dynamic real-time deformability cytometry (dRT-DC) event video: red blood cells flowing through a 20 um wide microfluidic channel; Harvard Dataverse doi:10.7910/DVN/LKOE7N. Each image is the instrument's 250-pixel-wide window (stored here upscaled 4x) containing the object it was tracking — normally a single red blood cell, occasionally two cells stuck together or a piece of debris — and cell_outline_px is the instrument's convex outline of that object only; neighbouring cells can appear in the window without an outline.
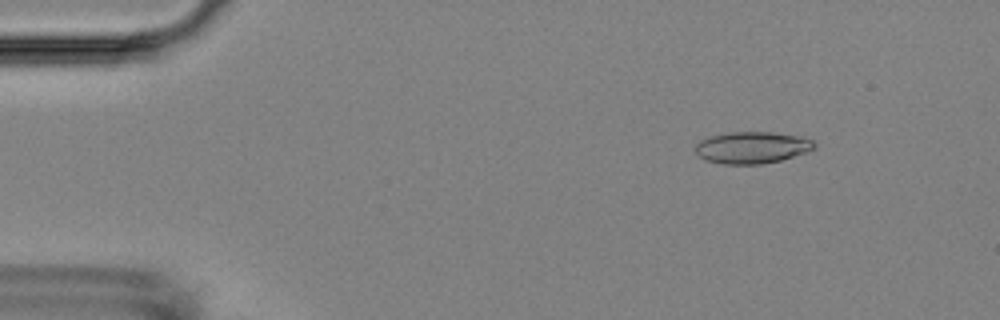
{"species": "Egyptian fruit bat (a non-hibernating species)", "species_latin": "Rousettus aegyptiacus", "temperature_condition": "room temperature", "stored_images_in_passage": 6, "camera_frame_rate_fps": 3000, "um_per_image_px": 0.085, "animal": {"sex": "female"}, "frame": {"image": 1, "passage_image": 2, "time_ms": 1.333, "image_size_px": [1000, 320], "cell_outline_px": [[816, 148], [808, 152], [780, 160], [760, 164], [724, 164], [704, 160], [696, 156], [692, 148], [700, 140], [708, 136], [732, 132], [772, 132], [800, 136], [812, 140], [816, 144]], "centroid_in_image_um": [63.87, 12.54], "position_along_channel_um": 21.1, "area_um2": 22.37}}
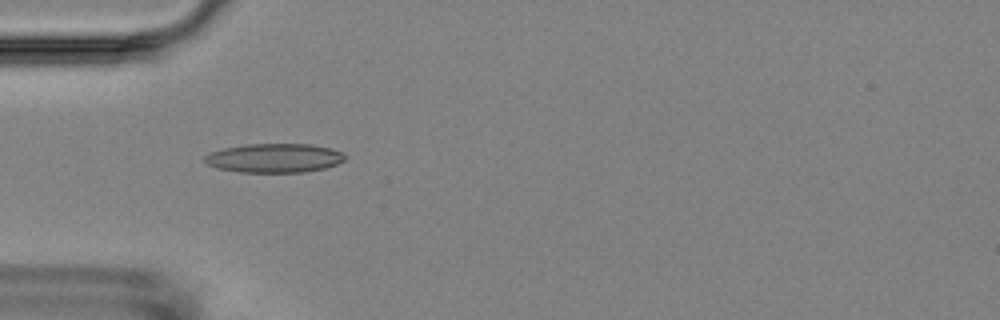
{"frame": {"image": 2, "passage_image": 5, "time_ms": 4.667, "image_size_px": [1000, 320], "cell_outline_px": [[348, 156], [344, 160], [336, 164], [324, 168], [304, 172], [240, 172], [216, 168], [208, 164], [204, 160], [204, 156], [212, 152], [224, 148], [244, 144], [312, 144], [332, 148], [344, 152]], "centroid_in_image_um": [23.36, 13.42], "position_along_channel_um": 61.6, "area_um2": 23.87}}
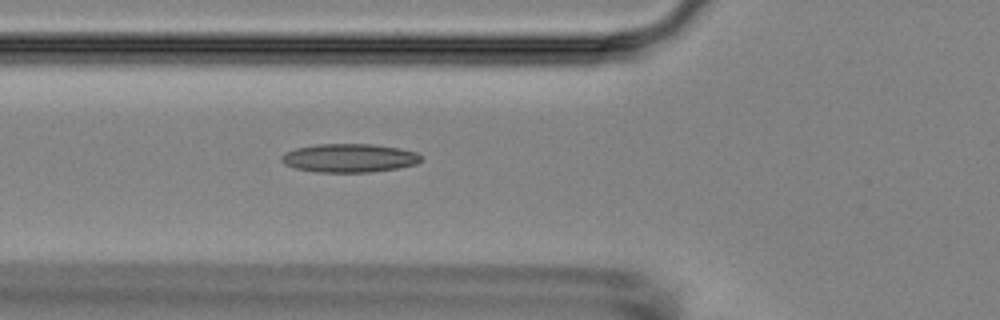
{"frame": {"image": 3, "passage_image": 6, "time_ms": 5.667, "image_size_px": [1000, 320], "cell_outline_px": [[420, 160], [416, 164], [396, 168], [368, 172], [316, 172], [296, 168], [284, 164], [280, 160], [280, 156], [284, 152], [296, 148], [316, 144], [372, 144], [400, 148], [416, 152], [420, 156]], "centroid_in_image_um": [29.64, 13.42], "position_along_channel_um": 96.2, "area_um2": 23.18}}